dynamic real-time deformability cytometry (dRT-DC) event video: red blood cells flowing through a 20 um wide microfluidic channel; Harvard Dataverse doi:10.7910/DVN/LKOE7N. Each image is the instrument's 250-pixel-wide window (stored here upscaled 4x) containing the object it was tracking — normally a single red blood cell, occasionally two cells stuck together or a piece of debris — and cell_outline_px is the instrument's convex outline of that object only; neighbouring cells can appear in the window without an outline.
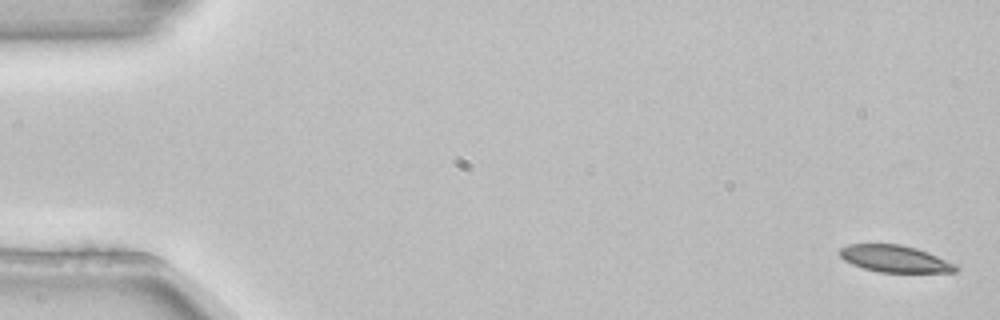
{"species": "common noctule bat (a hibernating species)", "species_latin": "Nyctalus noctula", "temperature_condition": "room temperature", "stored_images_in_passage": 4, "camera_frame_rate_fps": 3000, "um_per_image_px": 0.085, "animal": {"sex": "female", "body_mass_g": 22.7, "forearm_length_mm": 54.2}, "frame": {"image": 1, "passage_image": 1, "time_ms": 0.0, "image_size_px": [1000, 320], "cell_outline_px": [[960, 268], [956, 272], [880, 272], [864, 268], [852, 264], [844, 260], [836, 252], [840, 248], [848, 244], [900, 244], [916, 248], [928, 252], [956, 264]], "centroid_in_image_um": [76.05, 21.99], "position_along_channel_um": 8.9, "area_um2": 18.26}}
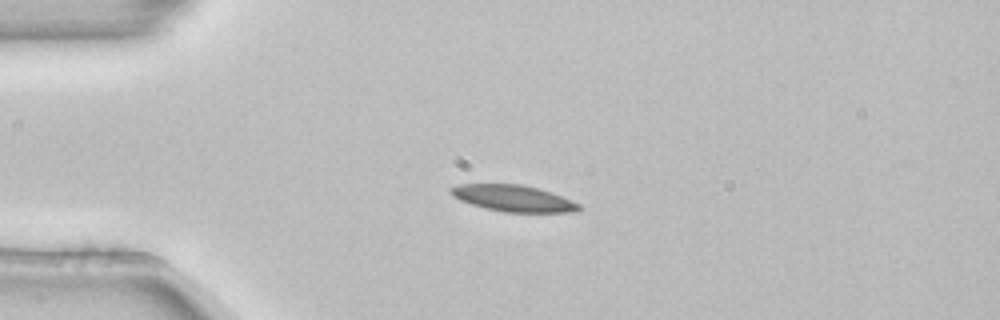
{"frame": {"image": 2, "passage_image": 3, "time_ms": 0.667, "image_size_px": [1000, 320], "cell_outline_px": [[584, 208], [576, 212], [504, 212], [484, 208], [460, 200], [452, 196], [448, 192], [448, 188], [460, 184], [520, 184], [552, 192], [580, 204]], "centroid_in_image_um": [43.62, 16.86], "position_along_channel_um": 41.4, "area_um2": 19.83}}